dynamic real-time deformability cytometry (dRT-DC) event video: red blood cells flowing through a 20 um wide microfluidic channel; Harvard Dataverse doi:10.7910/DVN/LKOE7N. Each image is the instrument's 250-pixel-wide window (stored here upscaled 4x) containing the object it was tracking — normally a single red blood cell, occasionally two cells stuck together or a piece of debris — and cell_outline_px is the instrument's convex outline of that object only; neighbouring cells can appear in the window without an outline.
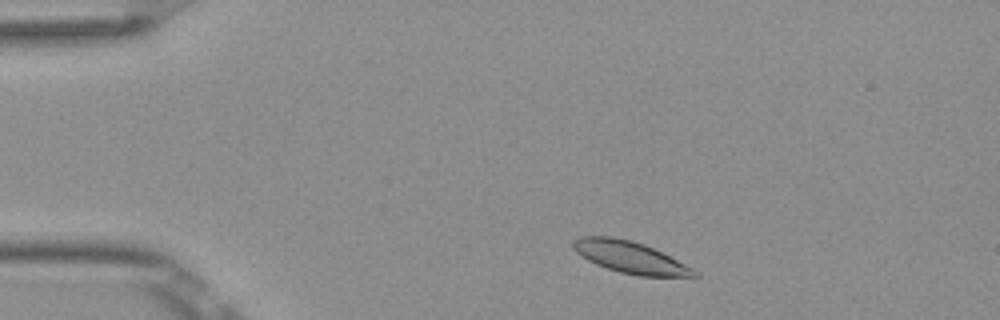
{"species": "Egyptian fruit bat (a non-hibernating species)", "species_latin": "Rousettus aegyptiacus", "temperature_condition": "room temperature", "stored_images_in_passage": 47, "camera_frame_rate_fps": 3000, "um_per_image_px": 0.085, "frame": {"image": 1, "passage_image": 4, "time_ms": 1.0, "image_size_px": [1000, 320], "cell_outline_px": [[700, 276], [640, 276], [620, 272], [596, 264], [588, 260], [576, 252], [572, 248], [572, 240], [580, 236], [612, 236], [632, 240], [644, 244], [700, 272]], "centroid_in_image_um": [53.51, 21.85], "position_along_channel_um": 31.5, "area_um2": 22.2}}
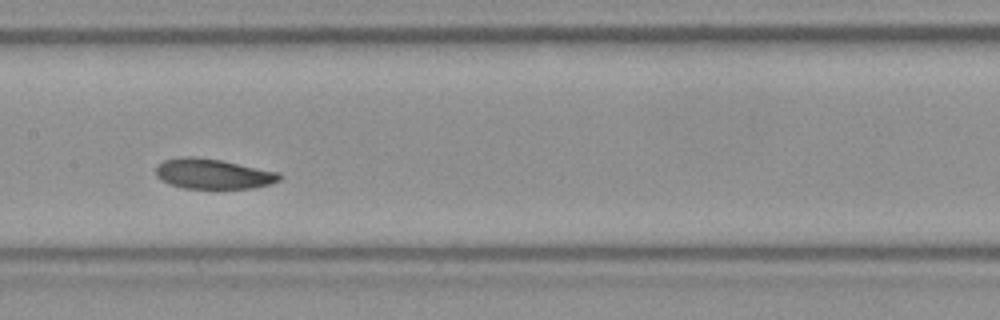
{"frame": {"image": 2, "passage_image": 21, "time_ms": 6.667, "image_size_px": [1000, 320], "cell_outline_px": [[284, 176], [280, 180], [268, 184], [252, 188], [184, 188], [168, 184], [160, 180], [156, 176], [156, 168], [164, 160], [184, 156], [192, 156], [220, 160], [280, 172]], "centroid_in_image_um": [18.11, 14.78], "position_along_channel_um": 189.3, "area_um2": 21.68}}
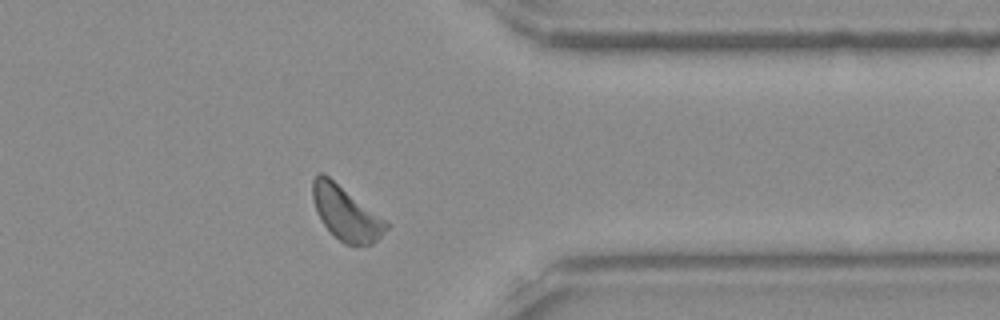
{"frame": {"image": 3, "passage_image": 37, "time_ms": 12.0, "image_size_px": [1000, 320], "cell_outline_px": [[388, 228], [372, 244], [344, 244], [320, 220], [316, 212], [312, 200], [312, 180], [320, 172], [324, 172], [384, 220], [388, 224]], "centroid_in_image_um": [29.34, 18.09], "position_along_channel_um": 382.1, "area_um2": 22.54}, "authors_computed_cell_mechanics": {"area_um2": 22.4842, "velocity_mm_per_s": 3.7918, "shape_relaxation_time_tau1_ms": 1.3999, "shape_relaxation_time_tau2_ms": 5.0229, "deformation_change_tau1": 0.0616, "deformation_change_tau2": 0.1032}}